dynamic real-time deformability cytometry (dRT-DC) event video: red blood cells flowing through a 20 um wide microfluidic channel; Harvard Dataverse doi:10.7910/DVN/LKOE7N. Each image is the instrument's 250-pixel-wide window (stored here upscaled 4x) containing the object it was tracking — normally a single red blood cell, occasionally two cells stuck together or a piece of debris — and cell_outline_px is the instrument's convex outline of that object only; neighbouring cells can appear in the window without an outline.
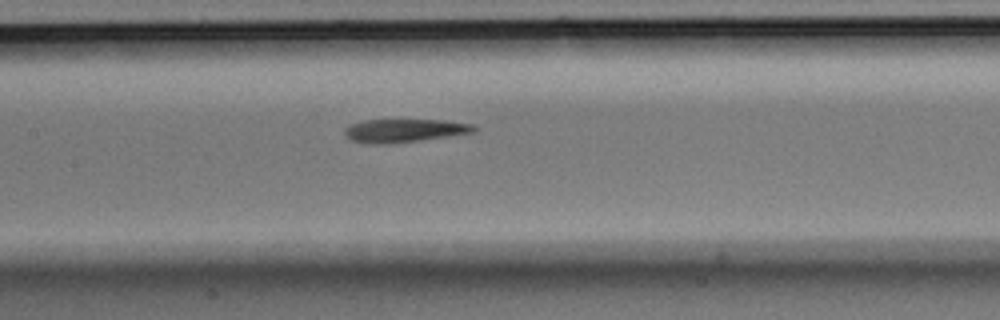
{"species": "Egyptian fruit bat (a non-hibernating species)", "species_latin": "Rousettus aegyptiacus", "temperature_condition": "room temperature", "stored_images_in_passage": 5, "camera_frame_rate_fps": 3000, "um_per_image_px": 0.085, "animal": {"sex": "male"}, "frame": {"image": 1, "passage_image": 5, "time_ms": 1.333, "image_size_px": [1000, 320], "cell_outline_px": [[476, 128], [472, 132], [392, 144], [368, 144], [348, 140], [344, 136], [344, 128], [352, 124], [364, 120], [444, 120], [472, 124]], "centroid_in_image_um": [34.25, 11.11], "position_along_channel_um": 173.1, "area_um2": 17.46}}